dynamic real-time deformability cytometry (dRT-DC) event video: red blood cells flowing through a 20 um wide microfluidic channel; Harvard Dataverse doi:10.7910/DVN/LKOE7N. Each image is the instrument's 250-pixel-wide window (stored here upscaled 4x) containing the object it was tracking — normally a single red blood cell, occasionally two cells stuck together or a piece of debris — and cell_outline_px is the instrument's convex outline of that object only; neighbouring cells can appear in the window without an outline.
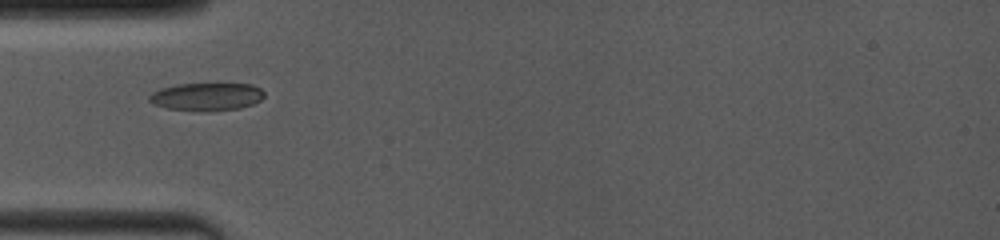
{"species": "common noctule bat (a hibernating species)", "species_latin": "Nyctalus noctula", "temperature_condition": "room temperature", "stored_images_in_passage": 23, "camera_frame_rate_fps": 4000, "um_per_image_px": 0.085, "animal": {"sex": "female", "body_mass_g": 19.0, "forearm_length_mm": 53.3}, "frame": {"image": 1, "passage_image": 1, "time_ms": 0.0, "image_size_px": [1000, 240], "cell_outline_px": [[264, 96], [260, 100], [252, 104], [240, 108], [204, 112], [196, 112], [164, 108], [148, 100], [148, 96], [152, 92], [160, 88], [176, 84], [252, 84], [260, 88], [264, 92]], "centroid_in_image_um": [17.53, 8.23], "position_along_channel_um": 67.5, "area_um2": 18.9}}
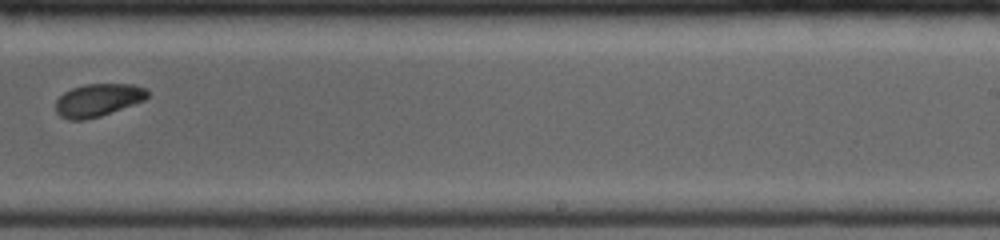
{"frame": {"image": 2, "passage_image": 9, "time_ms": 5.25, "image_size_px": [1000, 240], "cell_outline_px": [[148, 96], [144, 100], [100, 116], [84, 120], [68, 120], [60, 116], [56, 112], [56, 100], [64, 92], [72, 88], [84, 84], [132, 84], [148, 88]], "centroid_in_image_um": [8.32, 8.5], "position_along_channel_um": 280.7, "area_um2": 17.51}}
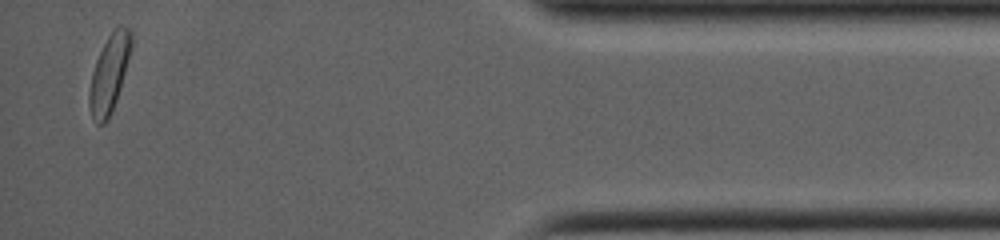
{"frame": {"image": 3, "passage_image": 23, "time_ms": 10.0, "image_size_px": [1000, 240], "cell_outline_px": [[132, 44], [120, 88], [112, 112], [104, 124], [96, 124], [92, 120], [88, 104], [88, 92], [92, 72], [96, 60], [108, 36], [120, 24], [128, 28], [132, 32]], "centroid_in_image_um": [9.26, 6.29], "position_along_channel_um": 425.9, "area_um2": 18.84}, "authors_computed_cell_mechanics": {"area_um2": 18.0336, "velocity_mm_per_s": 4.0796, "shape_relaxation_time_tau1_ms": 3.3755, "shape_relaxation_time_tau2_ms": null, "deformation_change_tau1": 0.0943, "deformation_change_tau2": null}}